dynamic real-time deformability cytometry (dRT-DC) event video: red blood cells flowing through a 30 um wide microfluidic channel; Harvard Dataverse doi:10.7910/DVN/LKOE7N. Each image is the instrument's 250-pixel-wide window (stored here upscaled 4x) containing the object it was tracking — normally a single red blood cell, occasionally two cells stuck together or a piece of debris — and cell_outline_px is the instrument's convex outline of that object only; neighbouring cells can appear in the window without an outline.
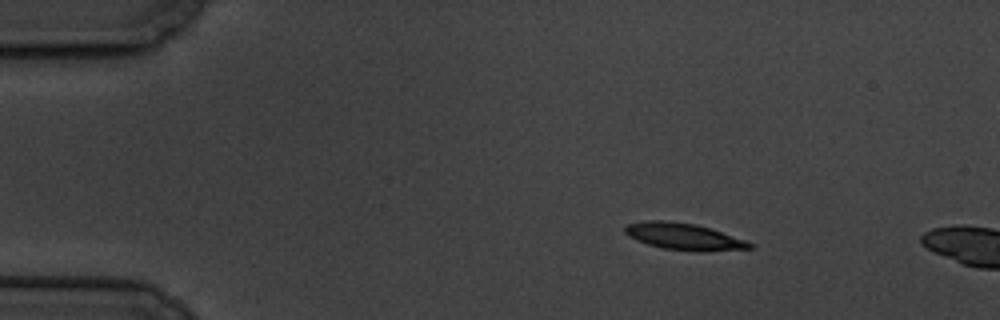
{"species": "common noctule bat (a hibernating species)", "species_latin": "Nyctalus noctula", "temperature_condition": "cold", "stored_images_in_passage": 4, "camera_frame_rate_fps": 3000, "um_per_image_px": 0.085, "animal": {"sex": "male", "body_mass_g": 19.5, "forearm_length_mm": 54.6}, "frame": {"image": 1, "passage_image": 2, "time_ms": 1.0, "image_size_px": [1000, 320], "cell_outline_px": [[756, 248], [704, 252], [664, 248], [648, 244], [636, 240], [628, 236], [624, 232], [624, 228], [628, 224], [644, 220], [668, 220], [696, 224], [748, 240], [756, 244]], "centroid_in_image_um": [58.19, 20.1], "position_along_channel_um": 26.8, "area_um2": 19.71}}